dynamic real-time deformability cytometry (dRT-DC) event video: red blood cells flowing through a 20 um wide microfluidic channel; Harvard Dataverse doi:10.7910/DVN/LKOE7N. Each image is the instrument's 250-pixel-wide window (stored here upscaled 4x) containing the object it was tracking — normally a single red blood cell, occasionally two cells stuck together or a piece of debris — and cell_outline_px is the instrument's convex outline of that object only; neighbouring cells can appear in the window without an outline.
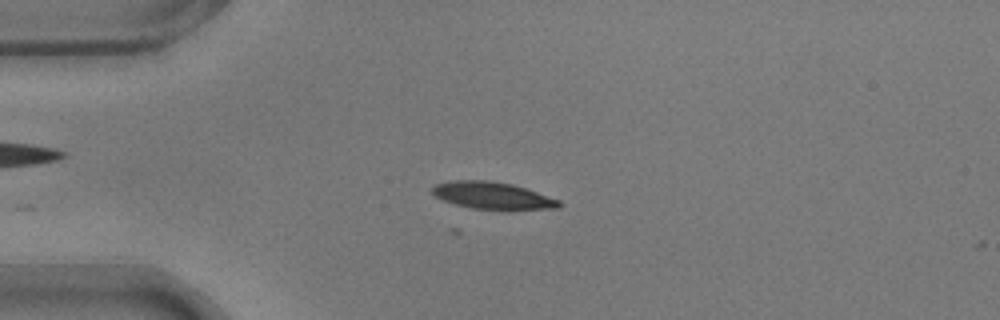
{"species": "common noctule bat (a hibernating species)", "species_latin": "Nyctalus noctula", "temperature_condition": "warm", "stored_images_in_passage": 28, "camera_frame_rate_fps": 3000, "um_per_image_px": 0.085, "animal": {"sex": "male", "body_mass_g": 17.9}, "frame": {"image": 1, "passage_image": 2, "time_ms": 0.333, "image_size_px": [1000, 320], "cell_outline_px": [[564, 204], [556, 208], [472, 208], [456, 204], [444, 200], [436, 196], [432, 192], [432, 188], [436, 184], [452, 180], [488, 180], [512, 184], [560, 200]], "centroid_in_image_um": [41.83, 16.59], "position_along_channel_um": 43.2, "area_um2": 19.31}}
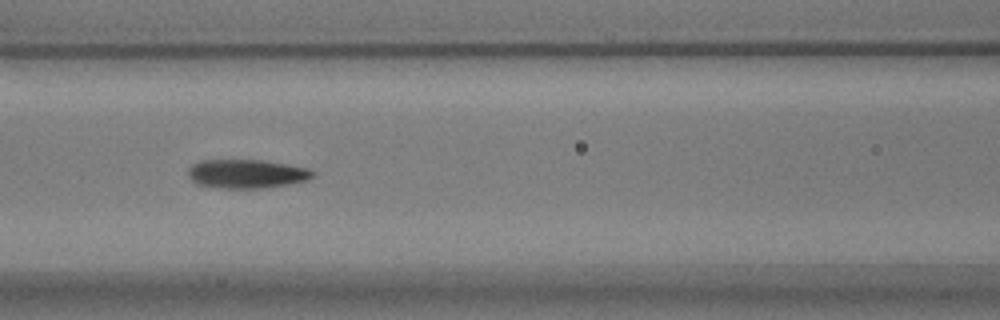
{"frame": {"image": 2, "passage_image": 12, "time_ms": 3.667, "image_size_px": [1000, 320], "cell_outline_px": [[312, 176], [304, 180], [288, 184], [264, 188], [220, 188], [196, 184], [188, 176], [188, 168], [192, 164], [204, 160], [260, 160], [308, 168], [312, 172]], "centroid_in_image_um": [20.88, 14.78], "position_along_channel_um": 145.7, "area_um2": 20.63}}
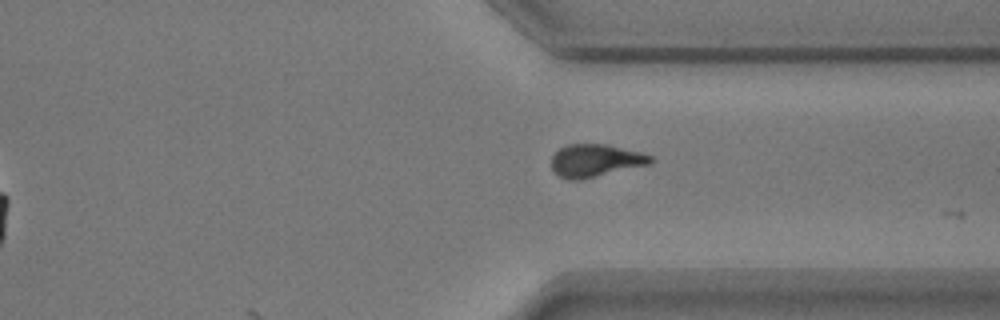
{"frame": {"image": 3, "passage_image": 24, "time_ms": 7.667, "image_size_px": [1000, 320], "cell_outline_px": [[656, 160], [652, 164], [580, 180], [568, 180], [560, 176], [552, 168], [552, 156], [560, 148], [568, 144], [608, 144], [640, 152], [652, 156]], "centroid_in_image_um": [50.66, 13.65], "position_along_channel_um": 360.7, "area_um2": 19.02}}